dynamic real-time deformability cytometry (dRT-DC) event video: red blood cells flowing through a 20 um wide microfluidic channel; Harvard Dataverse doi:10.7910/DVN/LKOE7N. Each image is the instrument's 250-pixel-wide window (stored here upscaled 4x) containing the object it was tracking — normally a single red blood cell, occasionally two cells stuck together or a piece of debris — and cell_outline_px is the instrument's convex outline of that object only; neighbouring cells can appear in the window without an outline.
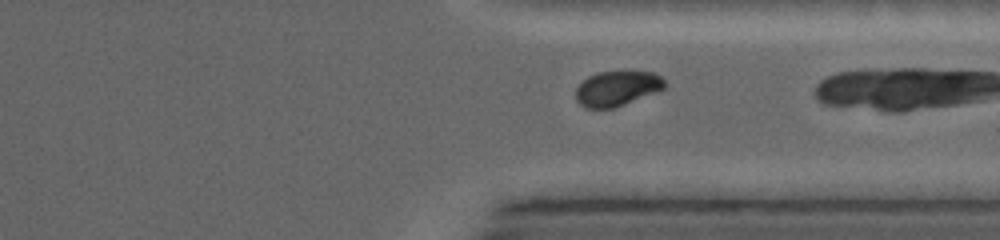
{"species": "common noctule bat (a hibernating species)", "species_latin": "Nyctalus noctula", "temperature_condition": "warm", "stored_images_in_passage": 43, "camera_frame_rate_fps": 5000, "um_per_image_px": 0.085, "animal": {"sex": "female", "body_mass_g": 19.0, "forearm_length_mm": 53.3}, "frame": {"image": 1, "passage_image": 37, "time_ms": 7.2, "image_size_px": [1000, 240], "cell_outline_px": [[668, 84], [664, 88], [624, 104], [612, 108], [584, 108], [576, 100], [576, 88], [588, 76], [596, 72], [652, 72], [660, 76]], "centroid_in_image_um": [52.42, 7.51], "position_along_channel_um": 359.0, "area_um2": 17.86}}